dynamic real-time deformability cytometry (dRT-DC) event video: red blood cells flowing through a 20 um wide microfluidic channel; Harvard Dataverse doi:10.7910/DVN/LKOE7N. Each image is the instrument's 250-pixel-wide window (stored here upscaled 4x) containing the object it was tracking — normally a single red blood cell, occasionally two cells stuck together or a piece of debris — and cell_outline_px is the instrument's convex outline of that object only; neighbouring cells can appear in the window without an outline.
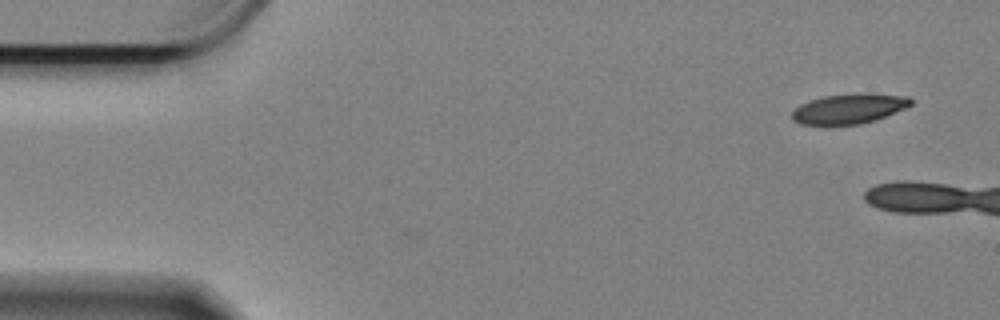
{"species": "Egyptian fruit bat (a non-hibernating species)", "species_latin": "Rousettus aegyptiacus", "temperature_condition": "cold", "stored_images_in_passage": 2, "camera_frame_rate_fps": 3000, "um_per_image_px": 0.085, "animal": {"sex": "female"}, "frame": {"image": 1, "passage_image": 2, "time_ms": 0.333, "image_size_px": [1000, 320], "cell_outline_px": [[912, 104], [904, 108], [876, 120], [860, 124], [800, 124], [792, 120], [792, 112], [800, 104], [808, 100], [824, 96], [856, 92], [864, 92], [908, 96], [912, 100]], "centroid_in_image_um": [72.17, 9.21], "position_along_channel_um": 12.8, "area_um2": 20.87}}